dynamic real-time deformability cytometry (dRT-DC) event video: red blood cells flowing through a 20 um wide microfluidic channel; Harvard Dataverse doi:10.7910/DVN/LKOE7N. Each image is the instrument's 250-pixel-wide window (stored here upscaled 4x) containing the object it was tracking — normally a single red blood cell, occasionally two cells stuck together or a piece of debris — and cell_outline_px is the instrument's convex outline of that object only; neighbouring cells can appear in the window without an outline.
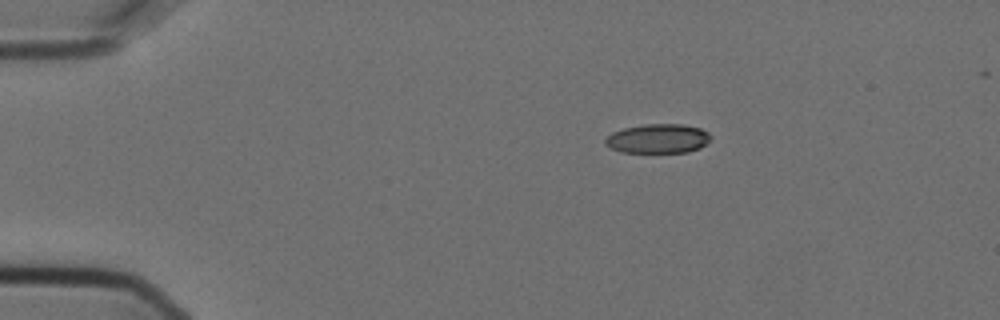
{"species": "Egyptian fruit bat (a non-hibernating species)", "species_latin": "Rousettus aegyptiacus", "temperature_condition": "cold", "stored_images_in_passage": 2, "camera_frame_rate_fps": 3000, "um_per_image_px": 0.085, "animal": {"sex": "female"}, "frame": {"image": 1, "passage_image": 2, "time_ms": 0.333, "image_size_px": [1000, 320], "cell_outline_px": [[712, 136], [700, 148], [688, 152], [620, 152], [604, 144], [604, 140], [612, 132], [624, 128], [644, 124], [684, 124], [700, 128], [708, 132]], "centroid_in_image_um": [55.92, 11.77], "position_along_channel_um": 29.1, "area_um2": 17.98}}